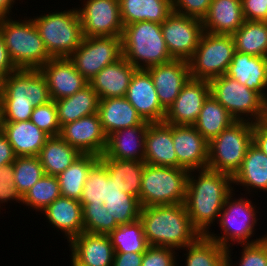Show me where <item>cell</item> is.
Returning <instances> with one entry per match:
<instances>
[{
  "instance_id": "4fadbf2b",
  "label": "cell",
  "mask_w": 267,
  "mask_h": 266,
  "mask_svg": "<svg viewBox=\"0 0 267 266\" xmlns=\"http://www.w3.org/2000/svg\"><path fill=\"white\" fill-rule=\"evenodd\" d=\"M209 84L210 94L236 121L262 120L265 100L256 91L225 74L210 80Z\"/></svg>"
},
{
  "instance_id": "3957f363",
  "label": "cell",
  "mask_w": 267,
  "mask_h": 266,
  "mask_svg": "<svg viewBox=\"0 0 267 266\" xmlns=\"http://www.w3.org/2000/svg\"><path fill=\"white\" fill-rule=\"evenodd\" d=\"M130 211L142 222L148 245L183 250L200 236L191 223L184 203L147 206Z\"/></svg>"
},
{
  "instance_id": "4dcf8cb0",
  "label": "cell",
  "mask_w": 267,
  "mask_h": 266,
  "mask_svg": "<svg viewBox=\"0 0 267 266\" xmlns=\"http://www.w3.org/2000/svg\"><path fill=\"white\" fill-rule=\"evenodd\" d=\"M244 21L241 0H212L202 25L206 32L232 35Z\"/></svg>"
},
{
  "instance_id": "f1b7e54d",
  "label": "cell",
  "mask_w": 267,
  "mask_h": 266,
  "mask_svg": "<svg viewBox=\"0 0 267 266\" xmlns=\"http://www.w3.org/2000/svg\"><path fill=\"white\" fill-rule=\"evenodd\" d=\"M137 70L123 56L116 62L104 67L89 84L99 99L125 97L134 72Z\"/></svg>"
},
{
  "instance_id": "f6af8a7d",
  "label": "cell",
  "mask_w": 267,
  "mask_h": 266,
  "mask_svg": "<svg viewBox=\"0 0 267 266\" xmlns=\"http://www.w3.org/2000/svg\"><path fill=\"white\" fill-rule=\"evenodd\" d=\"M16 201L22 204V197L18 193L14 182L12 164L0 166V207L2 203Z\"/></svg>"
},
{
  "instance_id": "681fc988",
  "label": "cell",
  "mask_w": 267,
  "mask_h": 266,
  "mask_svg": "<svg viewBox=\"0 0 267 266\" xmlns=\"http://www.w3.org/2000/svg\"><path fill=\"white\" fill-rule=\"evenodd\" d=\"M144 252L115 253L112 266H141Z\"/></svg>"
},
{
  "instance_id": "6f0895ef",
  "label": "cell",
  "mask_w": 267,
  "mask_h": 266,
  "mask_svg": "<svg viewBox=\"0 0 267 266\" xmlns=\"http://www.w3.org/2000/svg\"><path fill=\"white\" fill-rule=\"evenodd\" d=\"M71 259V266H83V265H81V264H78L72 257L70 258Z\"/></svg>"
},
{
  "instance_id": "ac0fdd59",
  "label": "cell",
  "mask_w": 267,
  "mask_h": 266,
  "mask_svg": "<svg viewBox=\"0 0 267 266\" xmlns=\"http://www.w3.org/2000/svg\"><path fill=\"white\" fill-rule=\"evenodd\" d=\"M77 10L84 37L122 36L119 0H84Z\"/></svg>"
},
{
  "instance_id": "e0dca14e",
  "label": "cell",
  "mask_w": 267,
  "mask_h": 266,
  "mask_svg": "<svg viewBox=\"0 0 267 266\" xmlns=\"http://www.w3.org/2000/svg\"><path fill=\"white\" fill-rule=\"evenodd\" d=\"M41 213L47 222L64 233L69 242L88 230L95 222L97 214L85 203L60 196Z\"/></svg>"
},
{
  "instance_id": "816d5d0a",
  "label": "cell",
  "mask_w": 267,
  "mask_h": 266,
  "mask_svg": "<svg viewBox=\"0 0 267 266\" xmlns=\"http://www.w3.org/2000/svg\"><path fill=\"white\" fill-rule=\"evenodd\" d=\"M16 157L6 135L3 132L0 133V166L12 164Z\"/></svg>"
},
{
  "instance_id": "d6986e66",
  "label": "cell",
  "mask_w": 267,
  "mask_h": 266,
  "mask_svg": "<svg viewBox=\"0 0 267 266\" xmlns=\"http://www.w3.org/2000/svg\"><path fill=\"white\" fill-rule=\"evenodd\" d=\"M71 256L83 266H112L115 251L105 230L95 222L69 242Z\"/></svg>"
},
{
  "instance_id": "ba28073f",
  "label": "cell",
  "mask_w": 267,
  "mask_h": 266,
  "mask_svg": "<svg viewBox=\"0 0 267 266\" xmlns=\"http://www.w3.org/2000/svg\"><path fill=\"white\" fill-rule=\"evenodd\" d=\"M233 191L225 200L221 210L217 224L221 227L220 234L209 232L207 236L222 246L224 249H230L234 243L240 245L253 244L261 240L260 238L250 239L254 237L255 226H257L258 210L254 202L247 197H238L235 199ZM246 198V199H245ZM254 205V206H253ZM219 235V236H218ZM251 240V241H250ZM231 241V242H230ZM230 243V244H229ZM232 244V245H231Z\"/></svg>"
},
{
  "instance_id": "1f68e13d",
  "label": "cell",
  "mask_w": 267,
  "mask_h": 266,
  "mask_svg": "<svg viewBox=\"0 0 267 266\" xmlns=\"http://www.w3.org/2000/svg\"><path fill=\"white\" fill-rule=\"evenodd\" d=\"M6 135L16 156H38L49 136L31 120L3 122Z\"/></svg>"
},
{
  "instance_id": "e575fe53",
  "label": "cell",
  "mask_w": 267,
  "mask_h": 266,
  "mask_svg": "<svg viewBox=\"0 0 267 266\" xmlns=\"http://www.w3.org/2000/svg\"><path fill=\"white\" fill-rule=\"evenodd\" d=\"M99 97L90 84L70 97L55 101L58 122L62 127L82 117L98 113Z\"/></svg>"
},
{
  "instance_id": "ffe728a7",
  "label": "cell",
  "mask_w": 267,
  "mask_h": 266,
  "mask_svg": "<svg viewBox=\"0 0 267 266\" xmlns=\"http://www.w3.org/2000/svg\"><path fill=\"white\" fill-rule=\"evenodd\" d=\"M209 95V81L190 77L176 100L166 110L164 122L172 125L193 126Z\"/></svg>"
},
{
  "instance_id": "7dc6e473",
  "label": "cell",
  "mask_w": 267,
  "mask_h": 266,
  "mask_svg": "<svg viewBox=\"0 0 267 266\" xmlns=\"http://www.w3.org/2000/svg\"><path fill=\"white\" fill-rule=\"evenodd\" d=\"M244 19L247 21H267L266 0H241Z\"/></svg>"
},
{
  "instance_id": "836d02e7",
  "label": "cell",
  "mask_w": 267,
  "mask_h": 266,
  "mask_svg": "<svg viewBox=\"0 0 267 266\" xmlns=\"http://www.w3.org/2000/svg\"><path fill=\"white\" fill-rule=\"evenodd\" d=\"M233 184L244 187V191L247 189L245 194H251L252 190L267 191V156L254 144L248 148Z\"/></svg>"
},
{
  "instance_id": "44dd1931",
  "label": "cell",
  "mask_w": 267,
  "mask_h": 266,
  "mask_svg": "<svg viewBox=\"0 0 267 266\" xmlns=\"http://www.w3.org/2000/svg\"><path fill=\"white\" fill-rule=\"evenodd\" d=\"M59 136L81 154L103 155L107 136L98 113L82 117L61 127Z\"/></svg>"
},
{
  "instance_id": "f35d334b",
  "label": "cell",
  "mask_w": 267,
  "mask_h": 266,
  "mask_svg": "<svg viewBox=\"0 0 267 266\" xmlns=\"http://www.w3.org/2000/svg\"><path fill=\"white\" fill-rule=\"evenodd\" d=\"M183 249L187 252L185 266H226V249L207 235H200Z\"/></svg>"
},
{
  "instance_id": "5b68a950",
  "label": "cell",
  "mask_w": 267,
  "mask_h": 266,
  "mask_svg": "<svg viewBox=\"0 0 267 266\" xmlns=\"http://www.w3.org/2000/svg\"><path fill=\"white\" fill-rule=\"evenodd\" d=\"M12 18H0V34L12 62L17 69H40L51 56L32 17L20 21Z\"/></svg>"
},
{
  "instance_id": "603a6c76",
  "label": "cell",
  "mask_w": 267,
  "mask_h": 266,
  "mask_svg": "<svg viewBox=\"0 0 267 266\" xmlns=\"http://www.w3.org/2000/svg\"><path fill=\"white\" fill-rule=\"evenodd\" d=\"M125 98L146 122H163L166 110L161 106L150 73L137 69L130 81Z\"/></svg>"
},
{
  "instance_id": "484cf974",
  "label": "cell",
  "mask_w": 267,
  "mask_h": 266,
  "mask_svg": "<svg viewBox=\"0 0 267 266\" xmlns=\"http://www.w3.org/2000/svg\"><path fill=\"white\" fill-rule=\"evenodd\" d=\"M225 75L246 85L267 100V57L235 51Z\"/></svg>"
},
{
  "instance_id": "6da1fadb",
  "label": "cell",
  "mask_w": 267,
  "mask_h": 266,
  "mask_svg": "<svg viewBox=\"0 0 267 266\" xmlns=\"http://www.w3.org/2000/svg\"><path fill=\"white\" fill-rule=\"evenodd\" d=\"M232 185L233 177L215 170L189 171L184 206L200 235H207L218 221L225 200L234 191Z\"/></svg>"
},
{
  "instance_id": "f5cc1de1",
  "label": "cell",
  "mask_w": 267,
  "mask_h": 266,
  "mask_svg": "<svg viewBox=\"0 0 267 266\" xmlns=\"http://www.w3.org/2000/svg\"><path fill=\"white\" fill-rule=\"evenodd\" d=\"M16 0H0V18L11 17L12 7Z\"/></svg>"
},
{
  "instance_id": "277c9868",
  "label": "cell",
  "mask_w": 267,
  "mask_h": 266,
  "mask_svg": "<svg viewBox=\"0 0 267 266\" xmlns=\"http://www.w3.org/2000/svg\"><path fill=\"white\" fill-rule=\"evenodd\" d=\"M49 101L47 81L39 69H17L0 80L3 122L28 121L35 107Z\"/></svg>"
},
{
  "instance_id": "c3c4849f",
  "label": "cell",
  "mask_w": 267,
  "mask_h": 266,
  "mask_svg": "<svg viewBox=\"0 0 267 266\" xmlns=\"http://www.w3.org/2000/svg\"><path fill=\"white\" fill-rule=\"evenodd\" d=\"M16 70L17 68L10 58L3 37L0 34V80Z\"/></svg>"
},
{
  "instance_id": "9a60e30c",
  "label": "cell",
  "mask_w": 267,
  "mask_h": 266,
  "mask_svg": "<svg viewBox=\"0 0 267 266\" xmlns=\"http://www.w3.org/2000/svg\"><path fill=\"white\" fill-rule=\"evenodd\" d=\"M122 56V36H98L84 37L69 59L89 82L104 67Z\"/></svg>"
},
{
  "instance_id": "f546056e",
  "label": "cell",
  "mask_w": 267,
  "mask_h": 266,
  "mask_svg": "<svg viewBox=\"0 0 267 266\" xmlns=\"http://www.w3.org/2000/svg\"><path fill=\"white\" fill-rule=\"evenodd\" d=\"M98 115L106 136L117 130L140 126L146 122L125 97L100 99Z\"/></svg>"
},
{
  "instance_id": "ab89813d",
  "label": "cell",
  "mask_w": 267,
  "mask_h": 266,
  "mask_svg": "<svg viewBox=\"0 0 267 266\" xmlns=\"http://www.w3.org/2000/svg\"><path fill=\"white\" fill-rule=\"evenodd\" d=\"M60 196L62 195L57 177L45 175L22 197V205L42 212Z\"/></svg>"
},
{
  "instance_id": "83f0119b",
  "label": "cell",
  "mask_w": 267,
  "mask_h": 266,
  "mask_svg": "<svg viewBox=\"0 0 267 266\" xmlns=\"http://www.w3.org/2000/svg\"><path fill=\"white\" fill-rule=\"evenodd\" d=\"M144 162L153 166L177 168L172 124L164 121L149 123L146 130Z\"/></svg>"
},
{
  "instance_id": "8992f818",
  "label": "cell",
  "mask_w": 267,
  "mask_h": 266,
  "mask_svg": "<svg viewBox=\"0 0 267 266\" xmlns=\"http://www.w3.org/2000/svg\"><path fill=\"white\" fill-rule=\"evenodd\" d=\"M122 55L137 69H148L173 60L166 47L161 24L150 21L124 26Z\"/></svg>"
},
{
  "instance_id": "cb8c5ba5",
  "label": "cell",
  "mask_w": 267,
  "mask_h": 266,
  "mask_svg": "<svg viewBox=\"0 0 267 266\" xmlns=\"http://www.w3.org/2000/svg\"><path fill=\"white\" fill-rule=\"evenodd\" d=\"M39 70L54 101L70 97L89 84L69 58H51Z\"/></svg>"
},
{
  "instance_id": "d590c367",
  "label": "cell",
  "mask_w": 267,
  "mask_h": 266,
  "mask_svg": "<svg viewBox=\"0 0 267 266\" xmlns=\"http://www.w3.org/2000/svg\"><path fill=\"white\" fill-rule=\"evenodd\" d=\"M81 155L60 136L49 137L38 154L45 175L57 176Z\"/></svg>"
},
{
  "instance_id": "db71d44e",
  "label": "cell",
  "mask_w": 267,
  "mask_h": 266,
  "mask_svg": "<svg viewBox=\"0 0 267 266\" xmlns=\"http://www.w3.org/2000/svg\"><path fill=\"white\" fill-rule=\"evenodd\" d=\"M261 121L267 126V100L264 104L263 116Z\"/></svg>"
},
{
  "instance_id": "b9f144b4",
  "label": "cell",
  "mask_w": 267,
  "mask_h": 266,
  "mask_svg": "<svg viewBox=\"0 0 267 266\" xmlns=\"http://www.w3.org/2000/svg\"><path fill=\"white\" fill-rule=\"evenodd\" d=\"M30 120L49 137L59 136L57 107L54 100L33 109Z\"/></svg>"
},
{
  "instance_id": "7c38bea8",
  "label": "cell",
  "mask_w": 267,
  "mask_h": 266,
  "mask_svg": "<svg viewBox=\"0 0 267 266\" xmlns=\"http://www.w3.org/2000/svg\"><path fill=\"white\" fill-rule=\"evenodd\" d=\"M234 53L231 35L204 31L199 45L188 60L190 77L210 81L226 74Z\"/></svg>"
},
{
  "instance_id": "9c48e42d",
  "label": "cell",
  "mask_w": 267,
  "mask_h": 266,
  "mask_svg": "<svg viewBox=\"0 0 267 266\" xmlns=\"http://www.w3.org/2000/svg\"><path fill=\"white\" fill-rule=\"evenodd\" d=\"M189 171L184 168L145 163L141 178L139 208L182 204L186 198Z\"/></svg>"
},
{
  "instance_id": "2e32d148",
  "label": "cell",
  "mask_w": 267,
  "mask_h": 266,
  "mask_svg": "<svg viewBox=\"0 0 267 266\" xmlns=\"http://www.w3.org/2000/svg\"><path fill=\"white\" fill-rule=\"evenodd\" d=\"M163 38L173 59L188 61L204 33L202 20L172 12L161 24Z\"/></svg>"
},
{
  "instance_id": "30bf717a",
  "label": "cell",
  "mask_w": 267,
  "mask_h": 266,
  "mask_svg": "<svg viewBox=\"0 0 267 266\" xmlns=\"http://www.w3.org/2000/svg\"><path fill=\"white\" fill-rule=\"evenodd\" d=\"M253 144V123L235 121L209 142L207 168L234 177Z\"/></svg>"
},
{
  "instance_id": "7bdbcfd3",
  "label": "cell",
  "mask_w": 267,
  "mask_h": 266,
  "mask_svg": "<svg viewBox=\"0 0 267 266\" xmlns=\"http://www.w3.org/2000/svg\"><path fill=\"white\" fill-rule=\"evenodd\" d=\"M241 252L238 266H266V252L264 246L260 243L245 244ZM231 249L226 250V266H234L231 259Z\"/></svg>"
},
{
  "instance_id": "d4e9b609",
  "label": "cell",
  "mask_w": 267,
  "mask_h": 266,
  "mask_svg": "<svg viewBox=\"0 0 267 266\" xmlns=\"http://www.w3.org/2000/svg\"><path fill=\"white\" fill-rule=\"evenodd\" d=\"M146 70L152 77L161 106L167 110L190 78L188 61L173 59Z\"/></svg>"
},
{
  "instance_id": "d6a6232c",
  "label": "cell",
  "mask_w": 267,
  "mask_h": 266,
  "mask_svg": "<svg viewBox=\"0 0 267 266\" xmlns=\"http://www.w3.org/2000/svg\"><path fill=\"white\" fill-rule=\"evenodd\" d=\"M123 25L140 21L162 24L173 12L172 0H119Z\"/></svg>"
},
{
  "instance_id": "f907efd6",
  "label": "cell",
  "mask_w": 267,
  "mask_h": 266,
  "mask_svg": "<svg viewBox=\"0 0 267 266\" xmlns=\"http://www.w3.org/2000/svg\"><path fill=\"white\" fill-rule=\"evenodd\" d=\"M253 144L267 156V126L261 120L253 123Z\"/></svg>"
},
{
  "instance_id": "74e56055",
  "label": "cell",
  "mask_w": 267,
  "mask_h": 266,
  "mask_svg": "<svg viewBox=\"0 0 267 266\" xmlns=\"http://www.w3.org/2000/svg\"><path fill=\"white\" fill-rule=\"evenodd\" d=\"M235 51L267 57V21H247L231 35Z\"/></svg>"
},
{
  "instance_id": "11a10c76",
  "label": "cell",
  "mask_w": 267,
  "mask_h": 266,
  "mask_svg": "<svg viewBox=\"0 0 267 266\" xmlns=\"http://www.w3.org/2000/svg\"><path fill=\"white\" fill-rule=\"evenodd\" d=\"M265 248V252H266V259H267V233L265 234V236L263 235L261 237V240L259 241ZM267 266V264H266Z\"/></svg>"
},
{
  "instance_id": "bcb514c9",
  "label": "cell",
  "mask_w": 267,
  "mask_h": 266,
  "mask_svg": "<svg viewBox=\"0 0 267 266\" xmlns=\"http://www.w3.org/2000/svg\"><path fill=\"white\" fill-rule=\"evenodd\" d=\"M212 0H172L173 11L202 20L208 13Z\"/></svg>"
},
{
  "instance_id": "8fae6325",
  "label": "cell",
  "mask_w": 267,
  "mask_h": 266,
  "mask_svg": "<svg viewBox=\"0 0 267 266\" xmlns=\"http://www.w3.org/2000/svg\"><path fill=\"white\" fill-rule=\"evenodd\" d=\"M99 164V156L81 154L72 165L56 176L63 197L85 202L97 215L100 213Z\"/></svg>"
},
{
  "instance_id": "52a82bcc",
  "label": "cell",
  "mask_w": 267,
  "mask_h": 266,
  "mask_svg": "<svg viewBox=\"0 0 267 266\" xmlns=\"http://www.w3.org/2000/svg\"><path fill=\"white\" fill-rule=\"evenodd\" d=\"M51 58H69L84 36L77 8L32 18Z\"/></svg>"
},
{
  "instance_id": "60d3db41",
  "label": "cell",
  "mask_w": 267,
  "mask_h": 266,
  "mask_svg": "<svg viewBox=\"0 0 267 266\" xmlns=\"http://www.w3.org/2000/svg\"><path fill=\"white\" fill-rule=\"evenodd\" d=\"M12 166L15 186L21 197L45 176L38 156H17Z\"/></svg>"
},
{
  "instance_id": "5bb4252c",
  "label": "cell",
  "mask_w": 267,
  "mask_h": 266,
  "mask_svg": "<svg viewBox=\"0 0 267 266\" xmlns=\"http://www.w3.org/2000/svg\"><path fill=\"white\" fill-rule=\"evenodd\" d=\"M96 222L108 234L115 253L145 252L149 246L142 222L130 210L102 211Z\"/></svg>"
},
{
  "instance_id": "ee69618b",
  "label": "cell",
  "mask_w": 267,
  "mask_h": 266,
  "mask_svg": "<svg viewBox=\"0 0 267 266\" xmlns=\"http://www.w3.org/2000/svg\"><path fill=\"white\" fill-rule=\"evenodd\" d=\"M176 249L149 245L144 252L141 266H179Z\"/></svg>"
},
{
  "instance_id": "9f6ffc18",
  "label": "cell",
  "mask_w": 267,
  "mask_h": 266,
  "mask_svg": "<svg viewBox=\"0 0 267 266\" xmlns=\"http://www.w3.org/2000/svg\"><path fill=\"white\" fill-rule=\"evenodd\" d=\"M3 132V115H2V109L0 105V133Z\"/></svg>"
},
{
  "instance_id": "7a4b0ae2",
  "label": "cell",
  "mask_w": 267,
  "mask_h": 266,
  "mask_svg": "<svg viewBox=\"0 0 267 266\" xmlns=\"http://www.w3.org/2000/svg\"><path fill=\"white\" fill-rule=\"evenodd\" d=\"M145 162L100 156L98 201L100 212L139 208Z\"/></svg>"
},
{
  "instance_id": "8d00e7d4",
  "label": "cell",
  "mask_w": 267,
  "mask_h": 266,
  "mask_svg": "<svg viewBox=\"0 0 267 266\" xmlns=\"http://www.w3.org/2000/svg\"><path fill=\"white\" fill-rule=\"evenodd\" d=\"M235 121L224 106L210 94L193 126L210 142Z\"/></svg>"
},
{
  "instance_id": "4316f807",
  "label": "cell",
  "mask_w": 267,
  "mask_h": 266,
  "mask_svg": "<svg viewBox=\"0 0 267 266\" xmlns=\"http://www.w3.org/2000/svg\"><path fill=\"white\" fill-rule=\"evenodd\" d=\"M150 122L123 128L107 136L106 158L144 162L146 130Z\"/></svg>"
},
{
  "instance_id": "7402d4cb",
  "label": "cell",
  "mask_w": 267,
  "mask_h": 266,
  "mask_svg": "<svg viewBox=\"0 0 267 266\" xmlns=\"http://www.w3.org/2000/svg\"><path fill=\"white\" fill-rule=\"evenodd\" d=\"M172 139L177 156V168L188 171L206 169L209 142L191 125H172Z\"/></svg>"
}]
</instances>
